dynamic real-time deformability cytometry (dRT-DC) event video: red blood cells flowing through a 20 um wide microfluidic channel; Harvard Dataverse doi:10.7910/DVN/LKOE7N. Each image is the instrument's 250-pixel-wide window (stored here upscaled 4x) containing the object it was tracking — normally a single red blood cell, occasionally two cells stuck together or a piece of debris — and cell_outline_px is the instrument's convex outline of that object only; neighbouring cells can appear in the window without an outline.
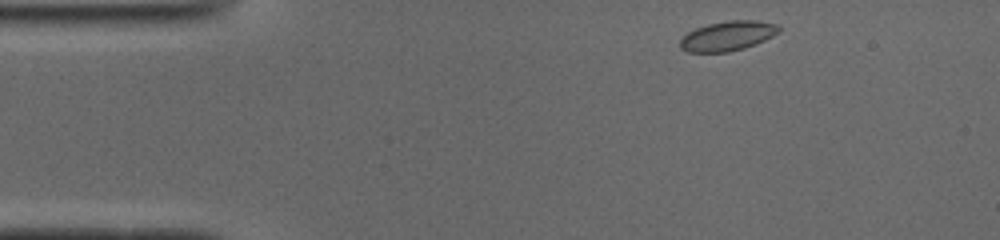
{"species": "common noctule bat (a hibernating species)", "species_latin": "Nyctalus noctula", "temperature_condition": "cold", "stored_images_in_passage": 45, "camera_frame_rate_fps": 3000, "um_per_image_px": 0.085, "animal": {"sex": "male", "body_mass_g": 19.0, "forearm_length_mm": 50.8}, "frame": {"image": 1, "passage_image": 1, "time_ms": 0.0, "image_size_px": [1000, 240], "cell_outline_px": [[780, 32], [756, 44], [744, 48], [728, 52], [688, 52], [680, 48], [680, 40], [688, 32], [696, 28], [708, 24], [728, 20], [756, 20], [776, 24], [780, 28]], "centroid_in_image_um": [61.86, 3.05], "position_along_channel_um": 23.1, "area_um2": 17.05}}
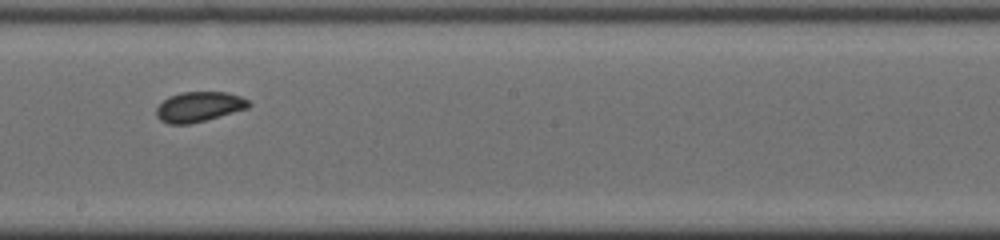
{"frame": {"image": 2, "passage_image": 22, "time_ms": 7.0, "image_size_px": [1000, 240], "cell_outline_px": [[252, 104], [248, 108], [204, 120], [188, 124], [168, 124], [160, 120], [156, 116], [156, 108], [168, 96], [180, 92], [228, 92], [240, 96], [248, 100]], "centroid_in_image_um": [16.9, 9.06], "position_along_channel_um": 231.3, "area_um2": 16.13}}
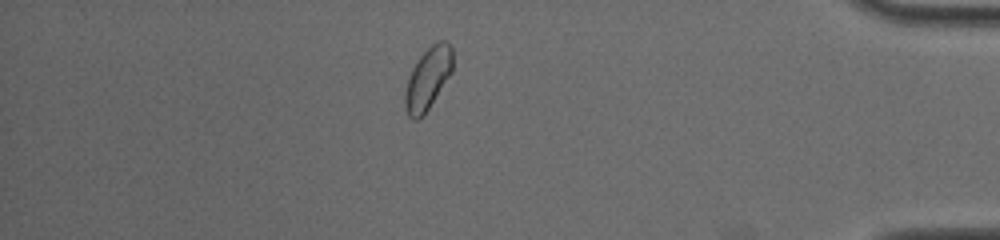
{"frame": {"image": 3, "passage_image": 38, "time_ms": 12.333, "image_size_px": [1000, 240], "cell_outline_px": [[452, 72], [428, 108], [416, 120], [412, 120], [408, 116], [404, 104], [404, 96], [408, 76], [412, 68], [420, 56], [432, 44], [440, 40], [448, 40], [452, 48]], "centroid_in_image_um": [36.36, 6.64], "position_along_channel_um": 398.8, "area_um2": 17.05}, "authors_computed_cell_mechanics": {"area_um2": 16.473, "velocity_mm_per_s": 3.895, "shape_relaxation_time_tau1_ms": 8.3731, "shape_relaxation_time_tau2_ms": 1.0435, "deformation_change_tau1": 0.0984, "deformation_change_tau2": 0.0375}}